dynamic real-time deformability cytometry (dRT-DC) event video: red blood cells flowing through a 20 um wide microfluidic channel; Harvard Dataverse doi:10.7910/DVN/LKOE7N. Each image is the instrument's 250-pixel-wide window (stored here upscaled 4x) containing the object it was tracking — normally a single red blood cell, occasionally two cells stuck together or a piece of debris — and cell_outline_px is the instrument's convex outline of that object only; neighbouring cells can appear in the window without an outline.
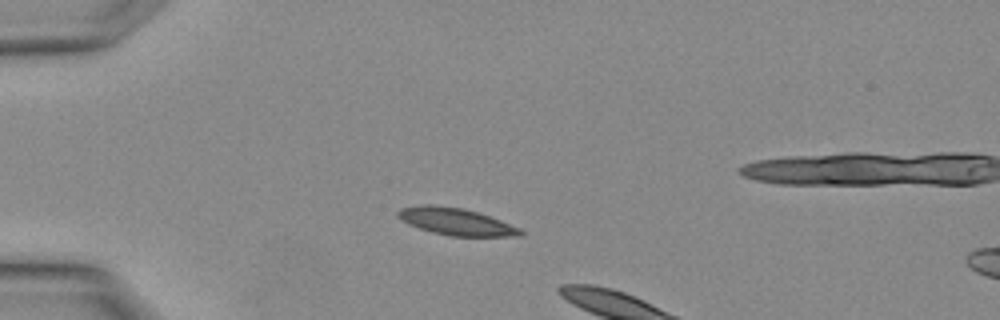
{"species": "Egyptian fruit bat (a non-hibernating species)", "species_latin": "Rousettus aegyptiacus", "temperature_condition": "warm", "stored_images_in_passage": 2, "camera_frame_rate_fps": 3000, "um_per_image_px": 0.085, "animal": {"sex": "female"}, "frame": {"image": 1, "passage_image": 1, "time_ms": 0.0, "image_size_px": [1000, 320], "cell_outline_px": [[524, 232], [520, 236], [452, 236], [432, 232], [408, 224], [400, 220], [396, 216], [396, 212], [400, 208], [420, 204], [432, 204], [464, 208], [500, 220], [520, 228]], "centroid_in_image_um": [38.7, 18.82], "position_along_channel_um": 46.3, "area_um2": 19.36}}